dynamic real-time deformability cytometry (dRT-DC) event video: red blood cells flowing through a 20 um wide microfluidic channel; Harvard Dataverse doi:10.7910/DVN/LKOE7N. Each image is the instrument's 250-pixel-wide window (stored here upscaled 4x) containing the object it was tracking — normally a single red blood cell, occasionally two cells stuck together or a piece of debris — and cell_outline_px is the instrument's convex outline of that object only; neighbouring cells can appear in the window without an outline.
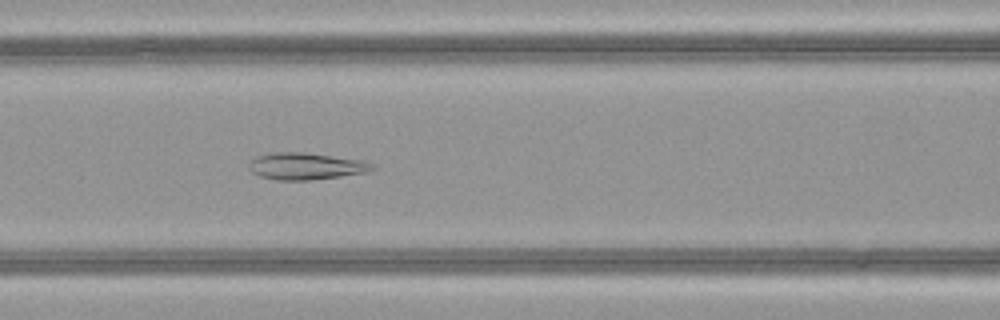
{"species": "common noctule bat (a hibernating species)", "species_latin": "Nyctalus noctula", "temperature_condition": "warm", "stored_images_in_passage": 38, "camera_frame_rate_fps": 3000, "um_per_image_px": 0.085, "animal": {"sex": "female", "body_mass_g": 21.9}, "frame": {"image": 1, "passage_image": 10, "time_ms": 3.0, "image_size_px": [1000, 320], "cell_outline_px": [[376, 168], [368, 172], [340, 176], [308, 180], [276, 180], [260, 176], [252, 172], [248, 168], [248, 164], [256, 156], [268, 152], [304, 152], [364, 160], [372, 164]], "centroid_in_image_um": [25.98, 14.11], "position_along_channel_um": 140.6, "area_um2": 19.42}}
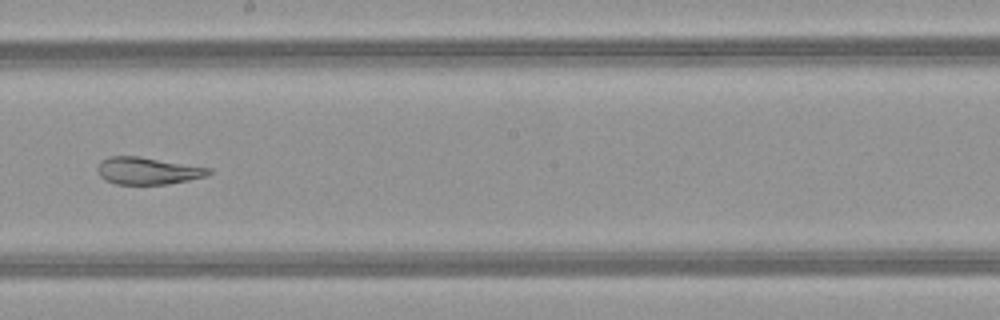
{"frame": {"image": 2, "passage_image": 17, "time_ms": 5.333, "image_size_px": [1000, 320], "cell_outline_px": [[212, 172], [208, 176], [168, 184], [116, 184], [104, 180], [100, 176], [96, 168], [100, 160], [108, 156], [140, 156], [212, 168]], "centroid_in_image_um": [12.55, 14.51], "position_along_channel_um": 235.7, "area_um2": 17.86}}
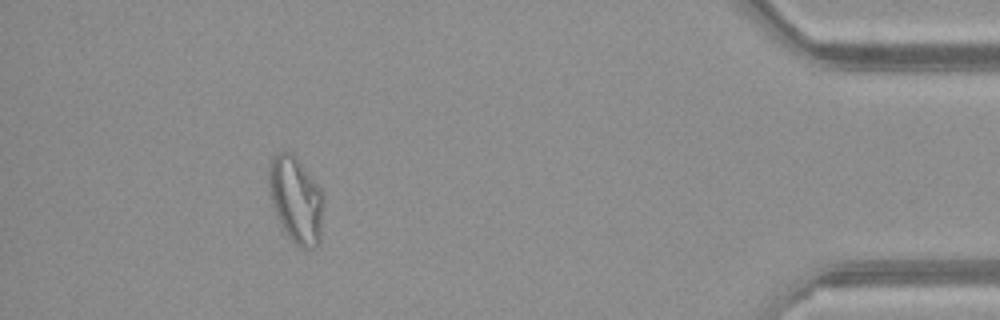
{"frame": {"image": 3, "passage_image": 34, "time_ms": 11.0, "image_size_px": [1000, 320], "cell_outline_px": [[324, 204], [320, 240], [316, 248], [300, 248], [288, 236], [280, 224], [272, 204], [268, 192], [268, 164], [272, 156], [276, 152], [292, 152], [296, 156], [324, 192]], "centroid_in_image_um": [25.16, 16.95], "position_along_channel_um": 410.0, "area_um2": 28.21}, "authors_computed_cell_mechanics": {"area_um2": 20.9525, "velocity_mm_per_s": 4.087, "shape_relaxation_time_tau1_ms": null, "shape_relaxation_time_tau2_ms": 2.2188, "deformation_change_tau1": null, "deformation_change_tau2": 0.0768}}